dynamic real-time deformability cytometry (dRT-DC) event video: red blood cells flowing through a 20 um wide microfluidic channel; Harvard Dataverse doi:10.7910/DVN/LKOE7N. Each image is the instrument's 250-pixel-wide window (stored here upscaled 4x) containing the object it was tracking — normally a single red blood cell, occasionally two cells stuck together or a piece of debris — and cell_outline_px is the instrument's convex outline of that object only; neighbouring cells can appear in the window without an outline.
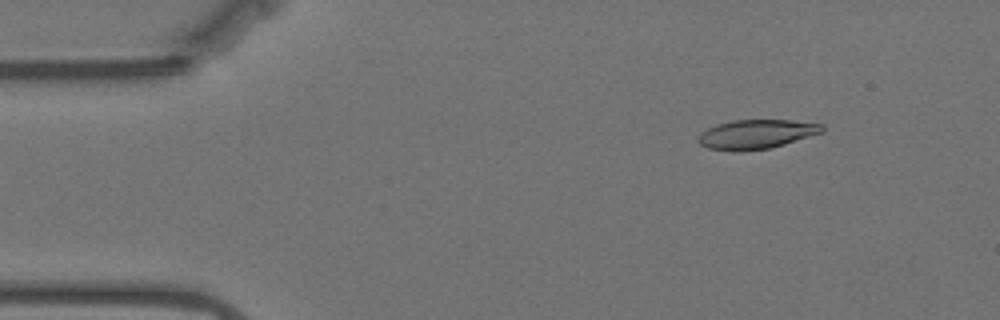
{"species": "Egyptian fruit bat (a non-hibernating species)", "species_latin": "Rousettus aegyptiacus", "temperature_condition": "warm", "stored_images_in_passage": 52, "camera_frame_rate_fps": 3000, "um_per_image_px": 0.085, "animal": {"sex": "female"}, "frame": {"image": 1, "passage_image": 1, "time_ms": 0.0, "image_size_px": [1000, 320], "cell_outline_px": [[824, 132], [784, 144], [768, 148], [736, 152], [708, 148], [700, 144], [696, 140], [700, 132], [716, 124], [732, 120], [792, 120], [824, 124]], "centroid_in_image_um": [64.27, 11.4], "position_along_channel_um": 20.7, "area_um2": 21.27}}
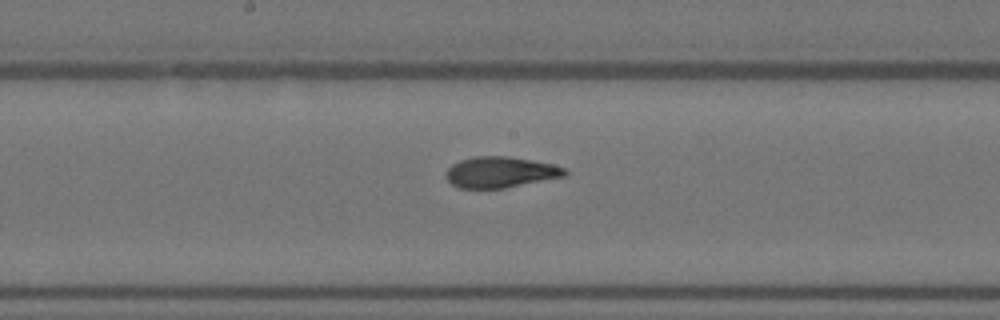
{"frame": {"image": 2, "passage_image": 23, "time_ms": 7.333, "image_size_px": [1000, 320], "cell_outline_px": [[568, 172], [564, 176], [504, 188], [460, 188], [452, 184], [444, 176], [444, 172], [452, 164], [460, 160], [476, 156], [508, 156], [532, 160], [552, 164], [564, 168]], "centroid_in_image_um": [42.49, 14.63], "position_along_channel_um": 205.7, "area_um2": 21.33}}
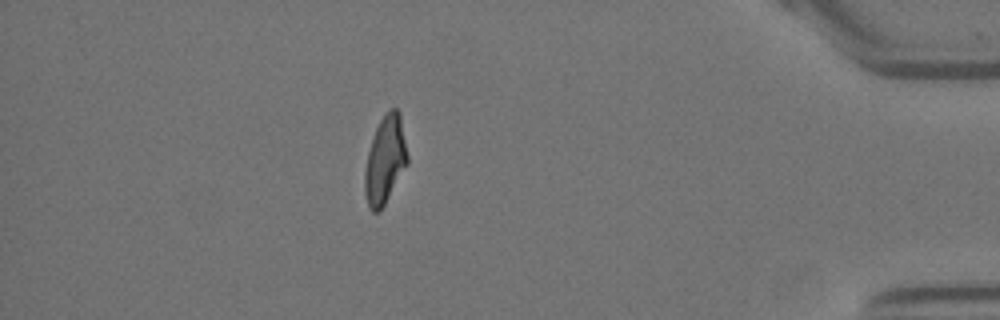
{"frame": {"image": 3, "passage_image": 44, "time_ms": 14.333, "image_size_px": [1000, 320], "cell_outline_px": [[408, 164], [380, 212], [372, 212], [368, 208], [364, 192], [364, 172], [368, 152], [376, 128], [380, 120], [388, 108], [396, 108], [400, 112], [408, 156]], "centroid_in_image_um": [32.73, 13.62], "position_along_channel_um": 402.5, "area_um2": 22.02}, "authors_computed_cell_mechanics": {"area_um2": 21.7617, "velocity_mm_per_s": 3.5046, "shape_relaxation_time_tau1_ms": 6.8711, "shape_relaxation_time_tau2_ms": 2.1431, "deformation_change_tau1": 0.2175, "deformation_change_tau2": 0.089}}